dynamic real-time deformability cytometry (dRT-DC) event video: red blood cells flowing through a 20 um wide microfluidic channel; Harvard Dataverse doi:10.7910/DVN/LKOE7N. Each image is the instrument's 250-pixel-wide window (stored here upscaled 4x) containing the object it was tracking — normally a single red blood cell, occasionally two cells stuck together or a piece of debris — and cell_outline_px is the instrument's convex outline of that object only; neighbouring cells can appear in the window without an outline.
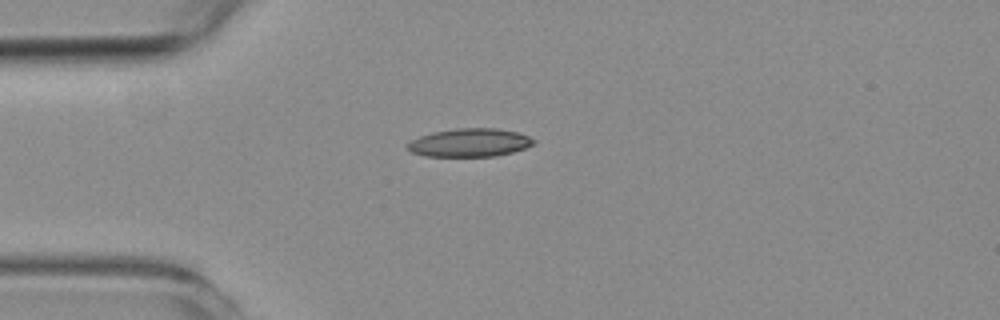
{"species": "common noctule bat (a hibernating species)", "species_latin": "Nyctalus noctula", "temperature_condition": "room temperature", "stored_images_in_passage": 42, "camera_frame_rate_fps": 3000, "um_per_image_px": 0.085, "animal": {"sex": "female", "body_mass_g": 19.3, "forearm_length_mm": 54.1}, "frame": {"image": 1, "passage_image": 1, "time_ms": 0.0, "image_size_px": [1000, 320], "cell_outline_px": [[536, 144], [512, 152], [496, 156], [424, 156], [412, 152], [404, 144], [420, 136], [432, 132], [456, 128], [496, 128], [516, 132], [528, 136], [536, 140]], "centroid_in_image_um": [39.92, 12.12], "position_along_channel_um": 45.1, "area_um2": 20.81}}
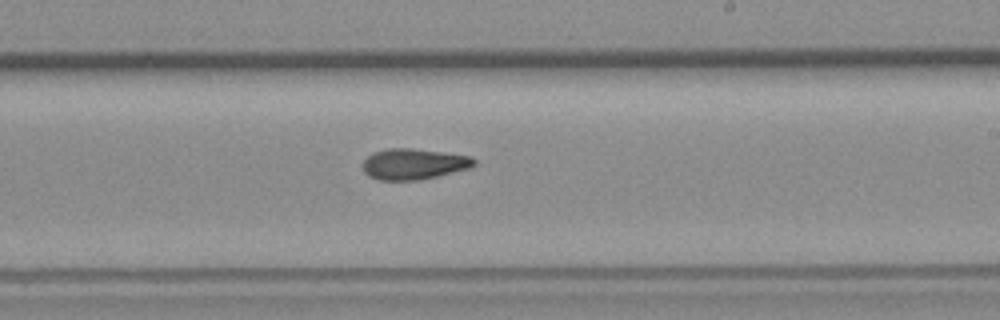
{"frame": {"image": 2, "passage_image": 19, "time_ms": 6.0, "image_size_px": [1000, 320], "cell_outline_px": [[476, 164], [472, 168], [420, 180], [380, 180], [368, 176], [364, 172], [364, 160], [372, 152], [388, 148], [412, 148], [472, 156], [476, 160]], "centroid_in_image_um": [35.2, 13.94], "position_along_channel_um": 253.8, "area_um2": 20.17}}
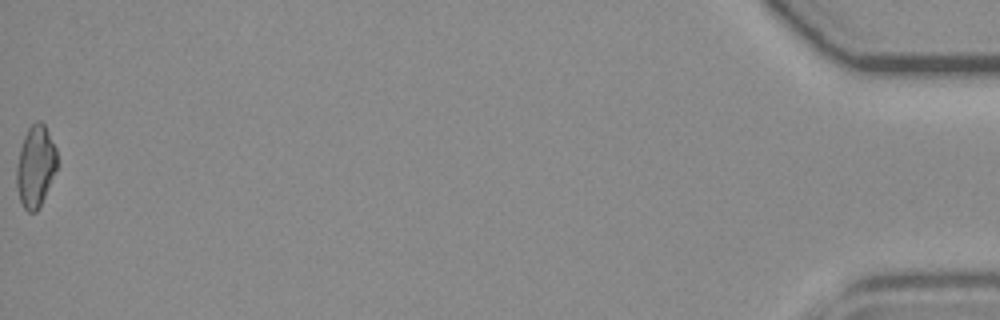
{"frame": {"image": 3, "passage_image": 42, "time_ms": 13.667, "image_size_px": [1000, 320], "cell_outline_px": [[56, 168], [44, 196], [36, 212], [28, 212], [24, 208], [20, 200], [16, 188], [16, 168], [20, 148], [24, 136], [28, 128], [36, 120], [40, 120], [44, 124], [56, 148]], "centroid_in_image_um": [2.99, 14.11], "position_along_channel_um": 432.2, "area_um2": 18.96}, "authors_computed_cell_mechanics": {"area_um2": 19.6809, "velocity_mm_per_s": 3.7418, "shape_relaxation_time_tau1_ms": null, "shape_relaxation_time_tau2_ms": 4.5505, "deformation_change_tau1": null, "deformation_change_tau2": 0.1217}}